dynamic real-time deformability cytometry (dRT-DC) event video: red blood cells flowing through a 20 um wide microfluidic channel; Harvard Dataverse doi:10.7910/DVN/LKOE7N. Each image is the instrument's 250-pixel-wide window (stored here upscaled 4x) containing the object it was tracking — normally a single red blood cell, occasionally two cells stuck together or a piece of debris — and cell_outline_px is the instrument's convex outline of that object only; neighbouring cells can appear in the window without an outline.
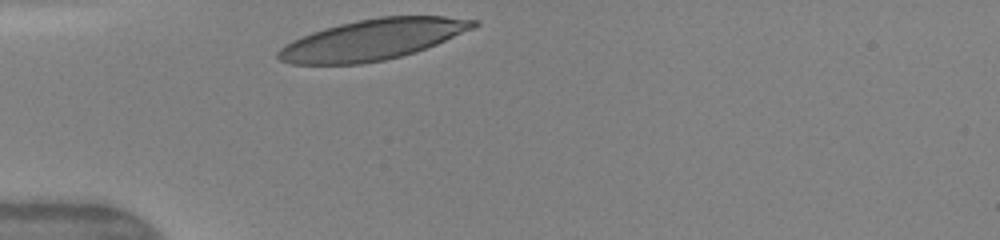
{"species": "human", "species_latin": "Homo sapiens", "temperature_condition": "warm", "stored_images_in_passage": 27, "camera_frame_rate_fps": 3000, "um_per_image_px": 0.085, "donor": {"sex": "female"}, "frame": {"image": 1, "passage_image": 1, "time_ms": 0.0, "image_size_px": [1000, 240], "cell_outline_px": [[480, 24], [472, 28], [436, 44], [416, 52], [384, 60], [360, 64], [292, 64], [280, 60], [276, 56], [276, 52], [280, 48], [292, 40], [312, 32], [324, 28], [340, 24], [380, 16], [444, 16], [480, 20]], "centroid_in_image_um": [31.66, 3.36], "position_along_channel_um": 53.3, "area_um2": 46.07}}
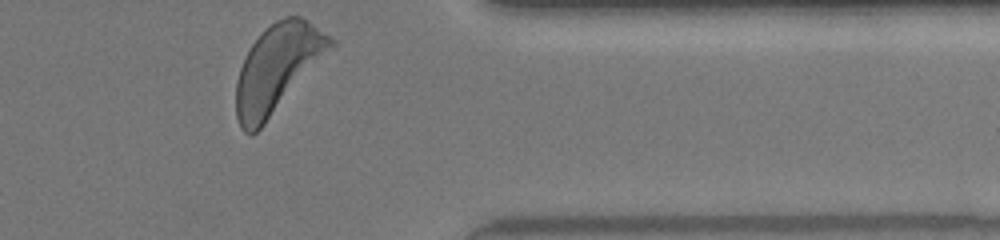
{"frame": {"image": 2, "passage_image": 27, "time_ms": 8.667, "image_size_px": [1000, 240], "cell_outline_px": [[336, 44], [264, 124], [256, 132], [244, 132], [240, 128], [236, 116], [236, 80], [244, 56], [260, 32], [264, 28], [276, 20], [284, 16], [300, 16], [308, 20], [336, 40]], "centroid_in_image_um": [23.57, 5.77], "position_along_channel_um": 387.8, "area_um2": 47.86}, "authors_computed_cell_mechanics": {"area_um2": 46.7024, "velocity_mm_per_s": 4.1303, "shape_relaxation_time_tau1_ms": 2.4317, "shape_relaxation_time_tau2_ms": 1.0655, "deformation_change_tau1": 0.1687, "deformation_change_tau2": 0.0741}}